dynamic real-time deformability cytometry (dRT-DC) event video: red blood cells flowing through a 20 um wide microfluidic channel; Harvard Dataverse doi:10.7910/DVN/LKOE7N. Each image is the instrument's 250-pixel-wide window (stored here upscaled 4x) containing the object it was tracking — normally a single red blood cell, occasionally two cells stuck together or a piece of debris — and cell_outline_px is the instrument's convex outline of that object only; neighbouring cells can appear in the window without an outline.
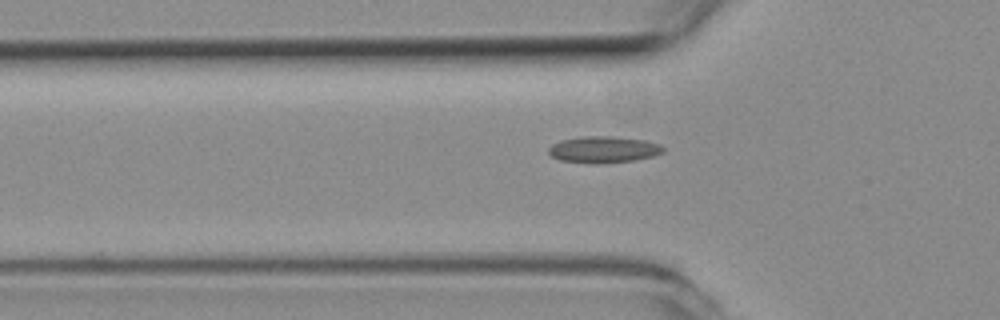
{"species": "common noctule bat (a hibernating species)", "species_latin": "Nyctalus noctula", "temperature_condition": "room temperature", "stored_images_in_passage": 41, "camera_frame_rate_fps": 3000, "um_per_image_px": 0.085, "animal": {"sex": "female", "body_mass_g": 19.3, "forearm_length_mm": 54.1}, "frame": {"image": 1, "passage_image": 4, "time_ms": 1.0, "image_size_px": [1000, 320], "cell_outline_px": [[664, 152], [652, 156], [632, 160], [596, 164], [560, 160], [552, 156], [548, 152], [548, 148], [552, 144], [560, 140], [580, 136], [612, 136], [644, 140], [660, 144], [664, 148]], "centroid_in_image_um": [51.27, 12.7], "position_along_channel_um": 74.5, "area_um2": 17.69}}
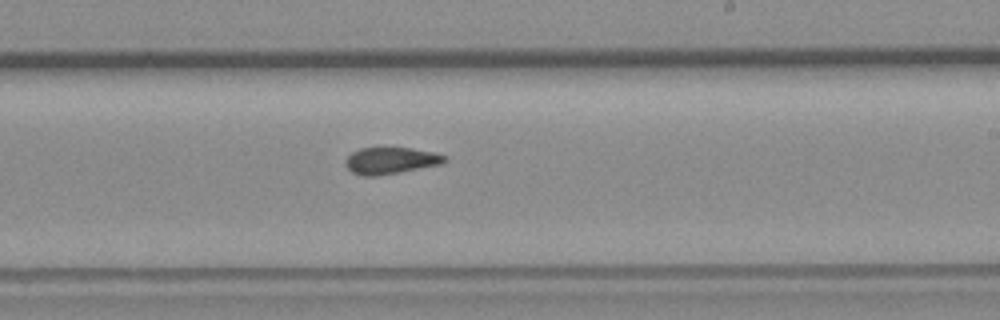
{"frame": {"image": 2, "passage_image": 19, "time_ms": 6.0, "image_size_px": [1000, 320], "cell_outline_px": [[448, 160], [440, 164], [376, 176], [364, 176], [352, 172], [344, 164], [344, 160], [352, 152], [360, 148], [412, 148], [432, 152], [448, 156]], "centroid_in_image_um": [33.19, 13.64], "position_along_channel_um": 255.8, "area_um2": 15.26}}
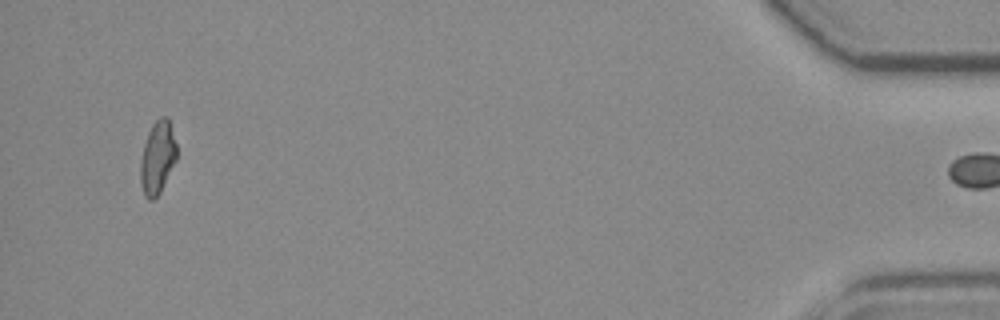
{"frame": {"image": 3, "passage_image": 40, "time_ms": 13.0, "image_size_px": [1000, 320], "cell_outline_px": [[176, 160], [160, 192], [152, 200], [148, 200], [144, 196], [140, 184], [140, 164], [144, 144], [148, 132], [152, 124], [160, 116], [168, 116], [176, 144]], "centroid_in_image_um": [13.37, 13.39], "position_along_channel_um": 421.8, "area_um2": 15.37}, "authors_computed_cell_mechanics": {"area_um2": 15.606, "velocity_mm_per_s": 3.619, "shape_relaxation_time_tau1_ms": null, "shape_relaxation_time_tau2_ms": 2.8293, "deformation_change_tau1": null, "deformation_change_tau2": 0.0856}}